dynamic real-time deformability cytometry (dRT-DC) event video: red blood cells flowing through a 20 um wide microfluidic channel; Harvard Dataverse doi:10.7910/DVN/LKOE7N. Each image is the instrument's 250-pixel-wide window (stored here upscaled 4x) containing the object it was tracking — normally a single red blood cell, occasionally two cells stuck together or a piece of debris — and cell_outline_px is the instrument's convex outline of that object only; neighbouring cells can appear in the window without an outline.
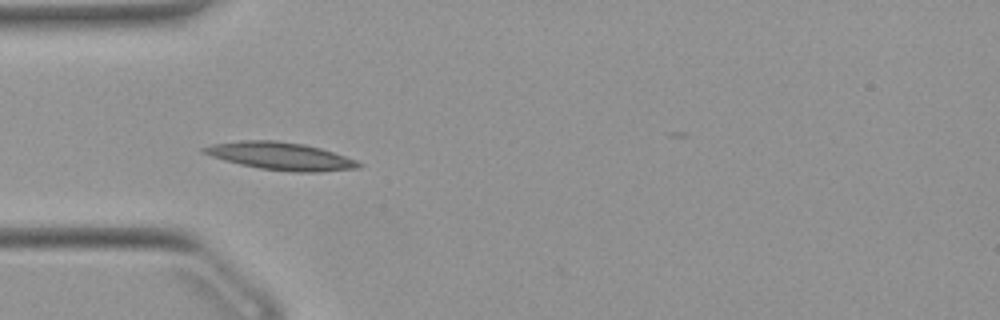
{"species": "Egyptian fruit bat (a non-hibernating species)", "species_latin": "Rousettus aegyptiacus", "temperature_condition": "warm", "stored_images_in_passage": 23, "camera_frame_rate_fps": 3000, "um_per_image_px": 0.085, "animal": {"sex": "female"}, "frame": {"image": 1, "passage_image": 1, "time_ms": 0.0, "image_size_px": [1000, 320], "cell_outline_px": [[364, 164], [360, 168], [320, 172], [296, 172], [260, 168], [240, 164], [224, 160], [200, 152], [200, 148], [212, 144], [240, 140], [276, 140], [304, 144], [320, 148], [356, 160]], "centroid_in_image_um": [23.84, 13.26], "position_along_channel_um": 61.2, "area_um2": 24.91}}
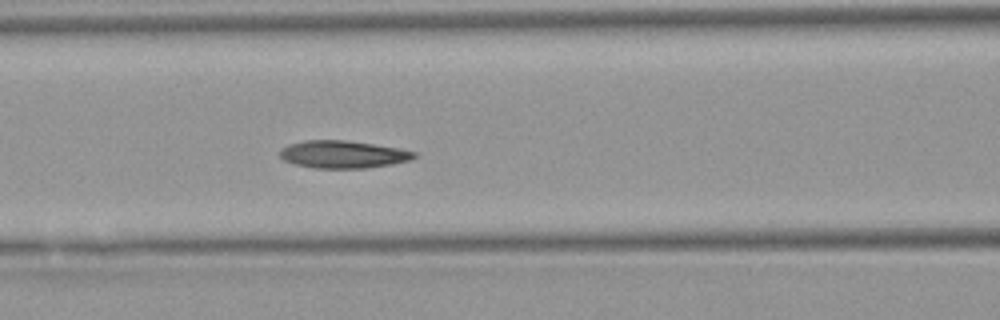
{"frame": {"image": 2, "passage_image": 7, "time_ms": 2.0, "image_size_px": [1000, 320], "cell_outline_px": [[416, 156], [412, 160], [392, 164], [368, 168], [312, 168], [296, 164], [284, 160], [280, 156], [280, 148], [288, 144], [304, 140], [344, 140], [400, 148], [416, 152]], "centroid_in_image_um": [29.16, 13.12], "position_along_channel_um": 137.4, "area_um2": 21.62}}
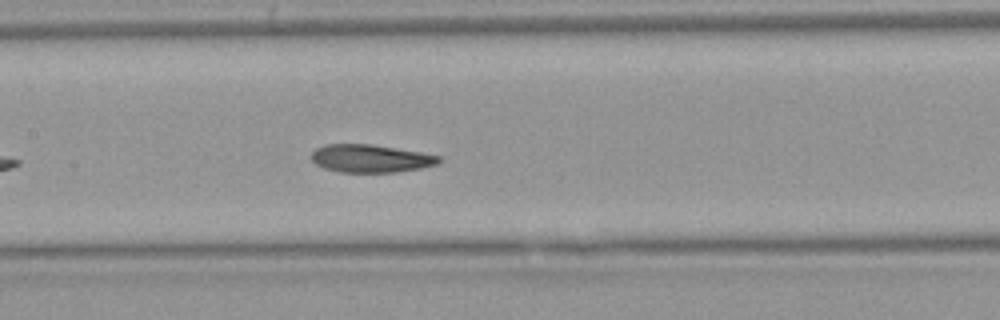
{"frame": {"image": 3, "passage_image": 10, "time_ms": 3.0, "image_size_px": [1000, 320], "cell_outline_px": [[444, 160], [436, 164], [420, 168], [396, 172], [340, 172], [324, 168], [316, 164], [312, 160], [312, 152], [316, 148], [324, 144], [372, 144], [420, 152], [440, 156]], "centroid_in_image_um": [31.5, 13.46], "position_along_channel_um": 175.9, "area_um2": 20.69}, "authors_computed_cell_mechanics": {"area_um2": 21.8484, "velocity_mm_per_s": 3.8989, "shape_relaxation_time_tau1_ms": 4.7669, "shape_relaxation_time_tau2_ms": 3.2226, "deformation_change_tau1": 0.2004, "deformation_change_tau2": 0.1185}}